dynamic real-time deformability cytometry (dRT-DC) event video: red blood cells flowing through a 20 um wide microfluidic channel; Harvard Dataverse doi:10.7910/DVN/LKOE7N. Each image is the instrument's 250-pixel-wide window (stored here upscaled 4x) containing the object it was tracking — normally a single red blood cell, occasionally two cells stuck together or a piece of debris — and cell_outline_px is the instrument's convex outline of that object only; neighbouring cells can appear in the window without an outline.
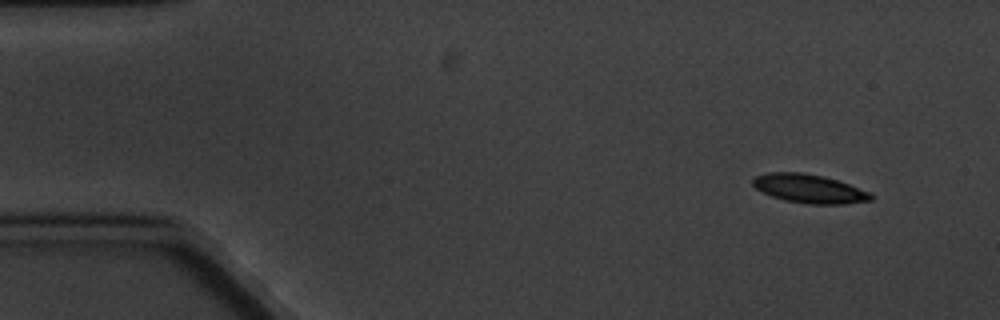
{"species": "common noctule bat (a hibernating species)", "species_latin": "Nyctalus noctula", "temperature_condition": "cold", "stored_images_in_passage": 4, "camera_frame_rate_fps": 3000, "um_per_image_px": 0.085, "animal": {"sex": "male", "body_mass_g": 20.1, "forearm_length_mm": 53.5}, "frame": {"image": 1, "passage_image": 1, "time_ms": 0.0, "image_size_px": [1000, 320], "cell_outline_px": [[872, 200], [844, 204], [808, 204], [784, 200], [772, 196], [756, 188], [752, 184], [752, 180], [756, 176], [768, 172], [804, 172], [824, 176], [848, 184], [868, 192], [872, 196]], "centroid_in_image_um": [68.75, 16.03], "position_along_channel_um": 16.2, "area_um2": 19.59}}